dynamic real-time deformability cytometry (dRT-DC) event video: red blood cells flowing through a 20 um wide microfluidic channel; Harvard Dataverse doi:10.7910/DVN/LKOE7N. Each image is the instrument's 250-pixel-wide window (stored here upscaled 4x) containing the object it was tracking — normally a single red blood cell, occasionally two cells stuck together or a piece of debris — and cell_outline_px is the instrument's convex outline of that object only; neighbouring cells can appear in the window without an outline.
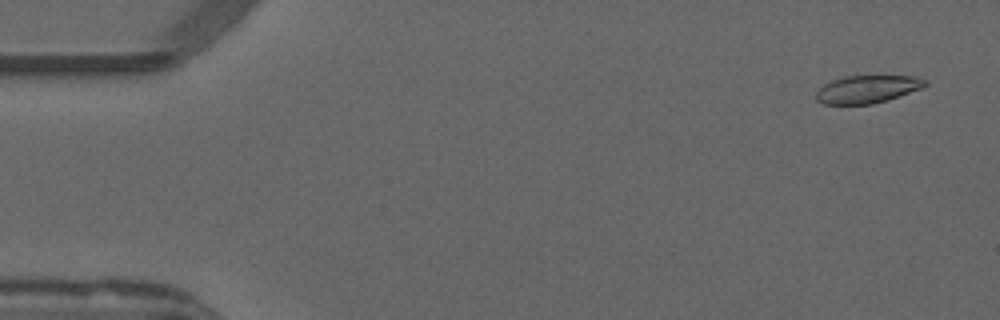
{"species": "common noctule bat (a hibernating species)", "species_latin": "Nyctalus noctula", "temperature_condition": "warm", "stored_images_in_passage": 54, "camera_frame_rate_fps": 3000, "um_per_image_px": 0.085, "animal": {"sex": "male", "forearm_length_mm": 52.5}, "frame": {"image": 1, "passage_image": 3, "time_ms": 0.667, "image_size_px": [1000, 320], "cell_outline_px": [[928, 84], [920, 88], [888, 100], [872, 104], [824, 104], [816, 100], [816, 92], [824, 84], [832, 80], [844, 76], [916, 76], [928, 80]], "centroid_in_image_um": [73.72, 7.58], "position_along_channel_um": 11.3, "area_um2": 17.57}}
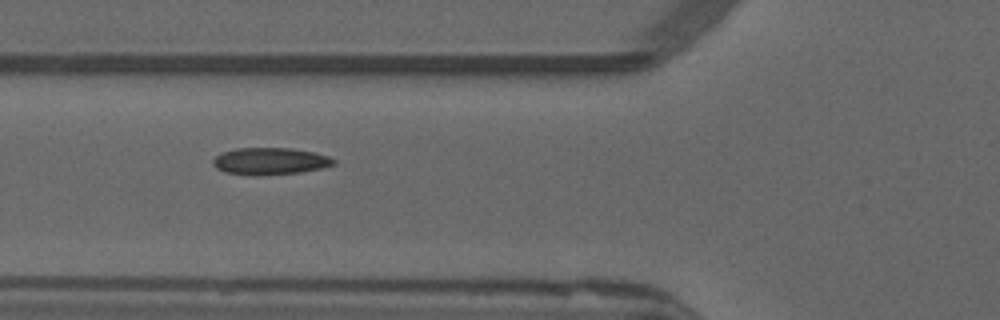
{"frame": {"image": 2, "passage_image": 20, "time_ms": 6.333, "image_size_px": [1000, 320], "cell_outline_px": [[336, 164], [320, 168], [300, 172], [224, 172], [216, 168], [212, 164], [212, 160], [220, 152], [236, 148], [292, 148], [312, 152], [328, 156], [336, 160]], "centroid_in_image_um": [22.96, 13.63], "position_along_channel_um": 102.8, "area_um2": 17.98}}
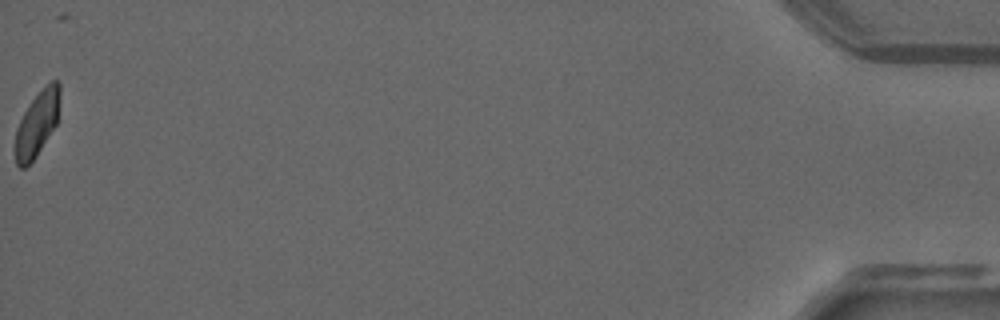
{"frame": {"image": 3, "passage_image": 54, "time_ms": 17.667, "image_size_px": [1000, 320], "cell_outline_px": [[60, 96], [56, 124], [36, 156], [24, 168], [20, 168], [16, 164], [12, 148], [16, 128], [24, 112], [32, 100], [52, 80], [56, 80], [60, 84]], "centroid_in_image_um": [3.1, 10.57], "position_along_channel_um": 432.1, "area_um2": 16.88}, "authors_computed_cell_mechanics": {"area_um2": 18.5538, "velocity_mm_per_s": 3.834, "shape_relaxation_time_tau1_ms": null, "shape_relaxation_time_tau2_ms": 2.0141, "deformation_change_tau1": null, "deformation_change_tau2": 0.06}}